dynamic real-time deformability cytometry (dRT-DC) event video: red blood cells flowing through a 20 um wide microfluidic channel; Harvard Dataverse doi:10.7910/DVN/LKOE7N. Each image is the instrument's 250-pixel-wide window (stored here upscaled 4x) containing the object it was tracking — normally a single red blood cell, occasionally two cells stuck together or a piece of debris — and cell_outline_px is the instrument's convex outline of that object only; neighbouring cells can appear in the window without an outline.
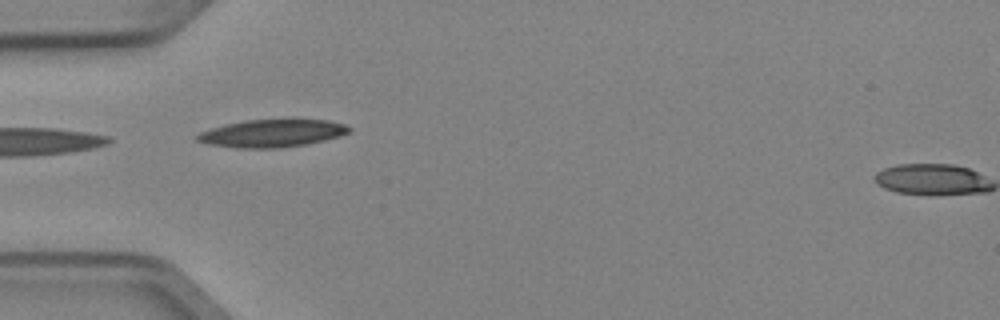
{"species": "Egyptian fruit bat (a non-hibernating species)", "species_latin": "Rousettus aegyptiacus", "temperature_condition": "cold", "stored_images_in_passage": 2, "camera_frame_rate_fps": 3000, "um_per_image_px": 0.085, "animal": {"sex": "female"}, "frame": {"image": 1, "passage_image": 1, "time_ms": 0.0, "image_size_px": [1000, 320], "cell_outline_px": [[352, 132], [340, 136], [324, 140], [304, 144], [280, 148], [236, 148], [208, 144], [196, 140], [196, 136], [200, 132], [224, 124], [244, 120], [288, 116], [292, 116], [328, 120], [344, 124], [352, 128]], "centroid_in_image_um": [23.19, 11.27], "position_along_channel_um": 61.8, "area_um2": 25.66}}
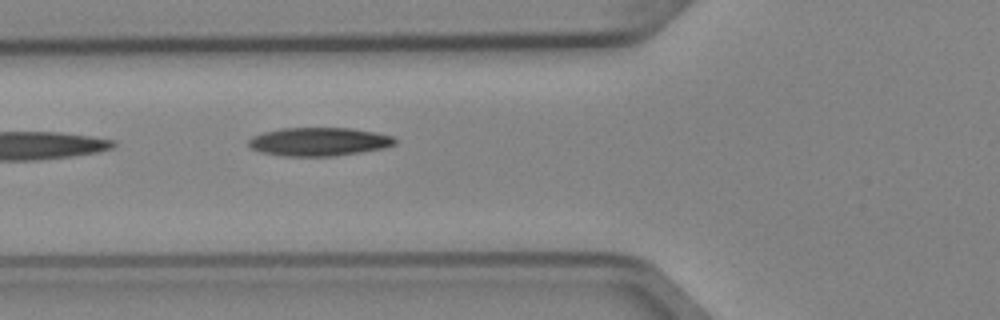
{"frame": {"image": 2, "passage_image": 2, "time_ms": 0.333, "image_size_px": [1000, 320], "cell_outline_px": [[396, 144], [384, 148], [336, 156], [280, 156], [260, 152], [252, 148], [248, 144], [248, 140], [252, 136], [264, 132], [280, 128], [352, 128], [392, 136], [396, 140]], "centroid_in_image_um": [27.08, 12.05], "position_along_channel_um": 98.7, "area_um2": 24.28}}